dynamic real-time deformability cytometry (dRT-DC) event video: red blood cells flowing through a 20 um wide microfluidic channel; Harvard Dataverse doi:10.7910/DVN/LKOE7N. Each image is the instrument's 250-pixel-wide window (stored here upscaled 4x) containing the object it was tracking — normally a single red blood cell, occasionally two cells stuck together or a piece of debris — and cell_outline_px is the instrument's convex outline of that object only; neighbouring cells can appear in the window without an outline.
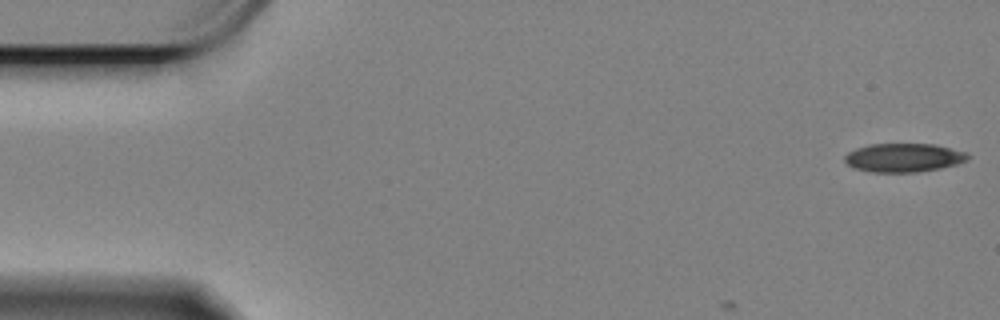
{"species": "Egyptian fruit bat (a non-hibernating species)", "species_latin": "Rousettus aegyptiacus", "temperature_condition": "cold", "stored_images_in_passage": 11, "camera_frame_rate_fps": 3000, "um_per_image_px": 0.085, "animal": {"sex": "female"}, "frame": {"image": 1, "passage_image": 1, "time_ms": 0.0, "image_size_px": [1000, 320], "cell_outline_px": [[972, 156], [968, 160], [956, 164], [940, 168], [916, 172], [872, 172], [852, 168], [844, 160], [844, 156], [848, 152], [856, 148], [868, 144], [932, 144], [968, 152]], "centroid_in_image_um": [76.82, 13.4], "position_along_channel_um": 8.2, "area_um2": 20.69}}